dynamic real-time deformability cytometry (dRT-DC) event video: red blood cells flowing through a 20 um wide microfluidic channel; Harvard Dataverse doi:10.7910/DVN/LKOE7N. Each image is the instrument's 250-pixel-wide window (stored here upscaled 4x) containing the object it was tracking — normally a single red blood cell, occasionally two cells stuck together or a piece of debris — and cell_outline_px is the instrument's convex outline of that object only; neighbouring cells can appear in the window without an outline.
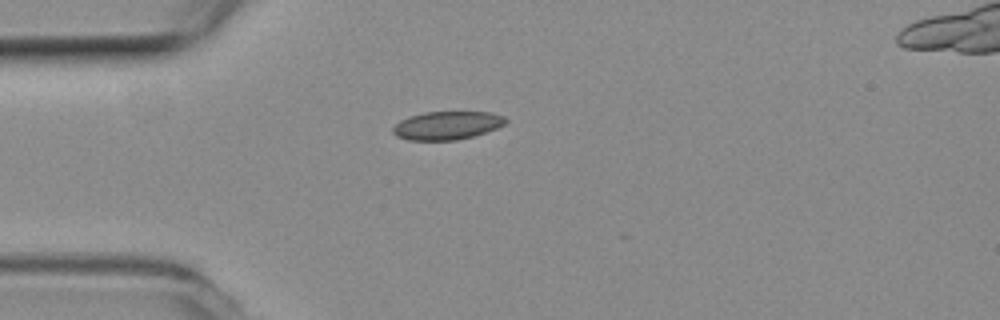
{"species": "common noctule bat (a hibernating species)", "species_latin": "Nyctalus noctula", "temperature_condition": "room temperature", "stored_images_in_passage": 3, "camera_frame_rate_fps": 3000, "um_per_image_px": 0.085, "animal": {"sex": "female", "body_mass_g": 19.3, "forearm_length_mm": 54.1}, "frame": {"image": 1, "passage_image": 1, "time_ms": 0.0, "image_size_px": [1000, 320], "cell_outline_px": [[508, 120], [504, 124], [496, 128], [472, 136], [456, 140], [408, 140], [396, 136], [392, 132], [392, 128], [400, 120], [408, 116], [424, 112], [488, 112], [504, 116]], "centroid_in_image_um": [37.96, 10.66], "position_along_channel_um": 47.0, "area_um2": 18.5}}